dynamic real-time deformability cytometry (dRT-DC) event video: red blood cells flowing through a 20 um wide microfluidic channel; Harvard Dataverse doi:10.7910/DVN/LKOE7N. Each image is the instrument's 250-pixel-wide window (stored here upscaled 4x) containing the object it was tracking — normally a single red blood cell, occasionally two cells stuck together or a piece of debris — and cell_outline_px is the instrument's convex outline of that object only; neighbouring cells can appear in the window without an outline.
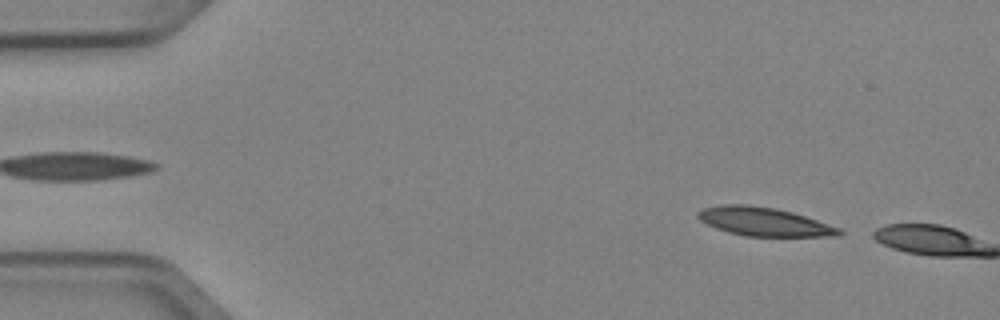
{"species": "Egyptian fruit bat (a non-hibernating species)", "species_latin": "Rousettus aegyptiacus", "temperature_condition": "cold", "stored_images_in_passage": 2, "camera_frame_rate_fps": 3000, "um_per_image_px": 0.085, "animal": {"sex": "female"}, "frame": {"image": 1, "passage_image": 2, "time_ms": 0.333, "image_size_px": [1000, 320], "cell_outline_px": [[844, 232], [840, 236], [744, 236], [728, 232], [716, 228], [700, 220], [696, 216], [696, 212], [704, 208], [720, 204], [748, 204], [776, 208], [792, 212], [840, 228]], "centroid_in_image_um": [64.92, 18.84], "position_along_channel_um": 20.1, "area_um2": 23.52}}